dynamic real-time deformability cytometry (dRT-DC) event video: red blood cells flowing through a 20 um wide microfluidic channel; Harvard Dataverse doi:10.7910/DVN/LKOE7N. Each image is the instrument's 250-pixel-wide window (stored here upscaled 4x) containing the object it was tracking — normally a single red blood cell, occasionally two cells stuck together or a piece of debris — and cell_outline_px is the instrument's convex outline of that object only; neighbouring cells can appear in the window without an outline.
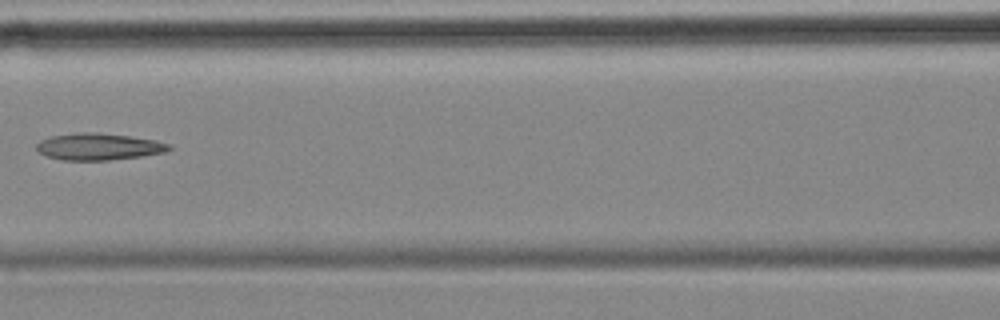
{"species": "common noctule bat (a hibernating species)", "species_latin": "Nyctalus noctula", "temperature_condition": "cold", "stored_images_in_passage": 11, "camera_frame_rate_fps": 3000, "um_per_image_px": 0.085, "animal": {"sex": "female", "body_mass_g": 18.4}, "frame": {"image": 1, "passage_image": 4, "time_ms": 3.667, "image_size_px": [1000, 320], "cell_outline_px": [[172, 148], [164, 152], [140, 156], [108, 160], [64, 160], [48, 156], [40, 152], [36, 148], [36, 144], [40, 140], [48, 136], [76, 132], [96, 132], [128, 136], [156, 140], [172, 144]], "centroid_in_image_um": [8.37, 12.45], "position_along_channel_um": 158.2, "area_um2": 20.69}}
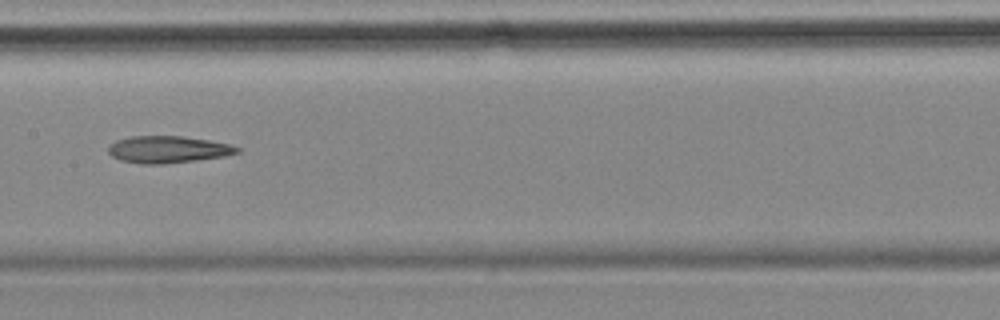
{"frame": {"image": 2, "passage_image": 5, "time_ms": 4.667, "image_size_px": [1000, 320], "cell_outline_px": [[240, 152], [224, 156], [196, 160], [164, 164], [140, 164], [120, 160], [112, 156], [108, 152], [108, 144], [116, 140], [132, 136], [180, 136], [208, 140], [232, 144], [240, 148]], "centroid_in_image_um": [14.26, 12.7], "position_along_channel_um": 193.1, "area_um2": 20.35}}